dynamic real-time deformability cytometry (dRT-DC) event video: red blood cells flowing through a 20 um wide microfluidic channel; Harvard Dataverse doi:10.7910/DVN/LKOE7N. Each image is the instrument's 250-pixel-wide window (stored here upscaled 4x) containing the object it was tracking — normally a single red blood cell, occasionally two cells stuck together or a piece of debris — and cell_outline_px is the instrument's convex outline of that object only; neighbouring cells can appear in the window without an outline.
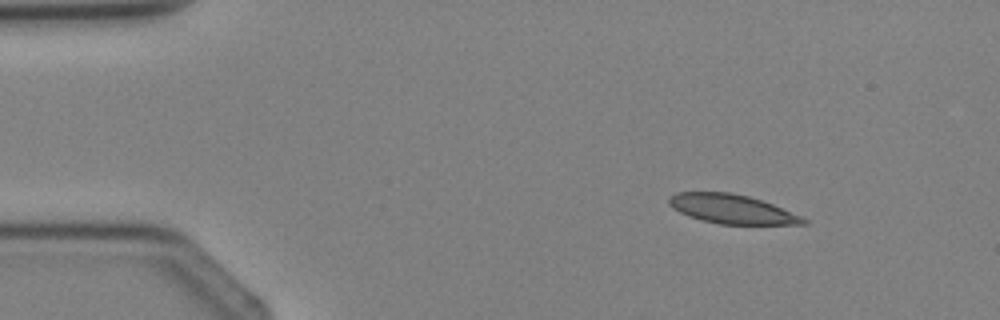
{"species": "Egyptian fruit bat (a non-hibernating species)", "species_latin": "Rousettus aegyptiacus", "temperature_condition": "cold", "stored_images_in_passage": 3, "camera_frame_rate_fps": 3000, "um_per_image_px": 0.085, "animal": {"sex": "female"}, "frame": {"image": 1, "passage_image": 1, "time_ms": 0.0, "image_size_px": [1000, 320], "cell_outline_px": [[808, 224], [720, 224], [688, 216], [672, 208], [668, 204], [668, 196], [676, 192], [732, 192], [748, 196], [772, 204], [800, 216], [808, 220]], "centroid_in_image_um": [62.16, 17.76], "position_along_channel_um": 22.8, "area_um2": 22.66}}
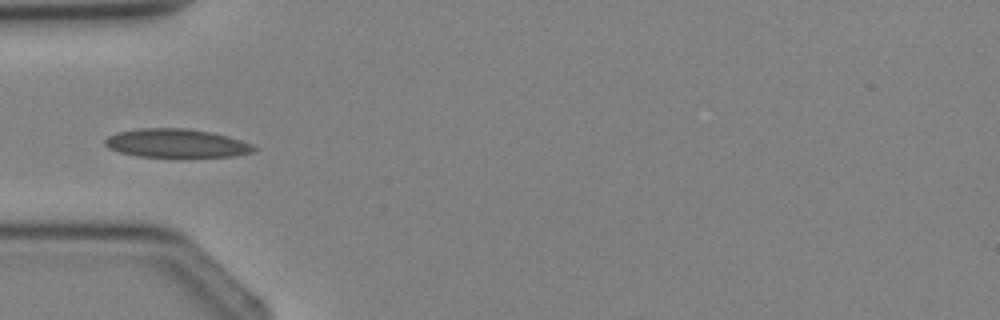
{"frame": {"image": 2, "passage_image": 3, "time_ms": 2.333, "image_size_px": [1000, 320], "cell_outline_px": [[256, 148], [252, 152], [232, 156], [136, 156], [120, 152], [108, 148], [104, 144], [104, 140], [108, 136], [116, 132], [140, 128], [188, 128], [212, 132], [228, 136], [252, 144]], "centroid_in_image_um": [14.95, 12.16], "position_along_channel_um": 70.0, "area_um2": 24.62}}